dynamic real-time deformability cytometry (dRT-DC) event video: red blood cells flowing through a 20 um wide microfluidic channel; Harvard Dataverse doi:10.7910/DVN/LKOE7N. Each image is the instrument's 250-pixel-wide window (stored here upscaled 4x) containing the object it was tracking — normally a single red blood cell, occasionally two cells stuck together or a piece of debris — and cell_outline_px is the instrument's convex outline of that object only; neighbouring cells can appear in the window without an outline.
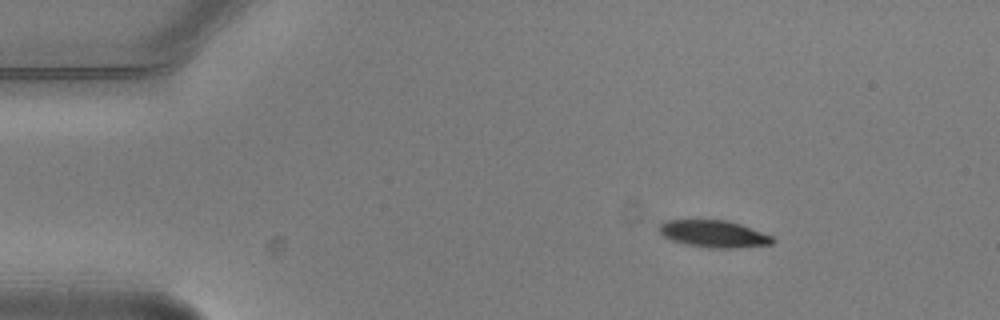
{"species": "common noctule bat (a hibernating species)", "species_latin": "Nyctalus noctula", "temperature_condition": "warm", "stored_images_in_passage": 5, "camera_frame_rate_fps": 3000, "um_per_image_px": 0.085, "animal": {"sex": "male", "body_mass_g": 20.5, "forearm_length_mm": 52.5}, "frame": {"image": 1, "passage_image": 2, "time_ms": 0.333, "image_size_px": [1000, 320], "cell_outline_px": [[776, 240], [772, 244], [740, 248], [712, 248], [688, 244], [672, 240], [664, 236], [660, 232], [660, 224], [664, 220], [728, 220], [740, 224], [772, 236]], "centroid_in_image_um": [60.71, 19.88], "position_along_channel_um": 24.3, "area_um2": 17.74}}
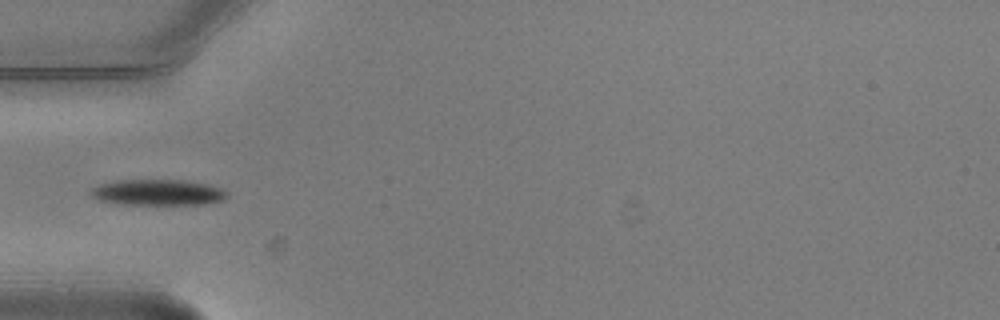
{"frame": {"image": 2, "passage_image": 5, "time_ms": 1.333, "image_size_px": [1000, 320], "cell_outline_px": [[228, 196], [224, 200], [204, 204], [124, 204], [100, 200], [92, 196], [92, 188], [100, 184], [116, 180], [184, 180], [208, 184], [224, 188], [228, 192]], "centroid_in_image_um": [13.5, 16.34], "position_along_channel_um": 71.5, "area_um2": 20.52}}